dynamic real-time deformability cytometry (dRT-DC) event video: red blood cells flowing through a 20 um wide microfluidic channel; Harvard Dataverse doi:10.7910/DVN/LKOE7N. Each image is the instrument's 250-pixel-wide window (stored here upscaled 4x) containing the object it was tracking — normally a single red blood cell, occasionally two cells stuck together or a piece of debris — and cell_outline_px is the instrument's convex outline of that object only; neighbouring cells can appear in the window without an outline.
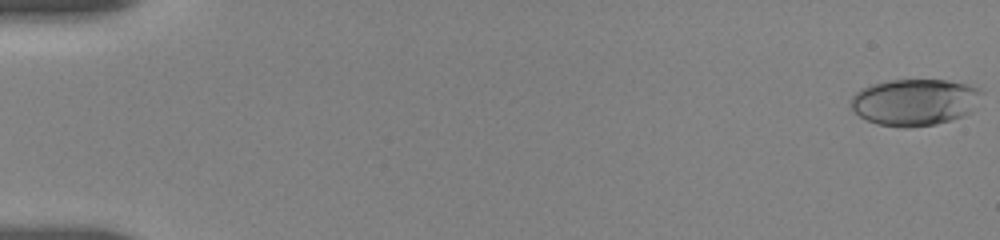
{"species": "human", "species_latin": "Homo sapiens", "temperature_condition": "room temperature", "stored_images_in_passage": 10, "camera_frame_rate_fps": 3000, "um_per_image_px": 0.085, "donor": {"sex": "female"}, "frame": {"image": 1, "passage_image": 1, "time_ms": 0.0, "image_size_px": [1000, 240], "cell_outline_px": [[984, 92], [972, 112], [952, 120], [936, 124], [908, 128], [900, 128], [876, 124], [860, 116], [852, 108], [852, 96], [860, 88], [872, 84], [888, 80], [948, 80], [968, 84], [984, 88]], "centroid_in_image_um": [77.81, 8.68], "position_along_channel_um": 7.2, "area_um2": 36.07}}
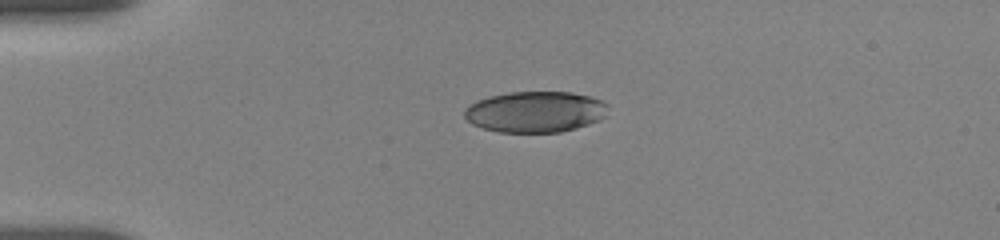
{"frame": {"image": 2, "passage_image": 7, "time_ms": 4.333, "image_size_px": [1000, 240], "cell_outline_px": [[608, 104], [604, 116], [600, 120], [576, 128], [560, 132], [500, 132], [484, 128], [472, 124], [464, 116], [464, 108], [468, 104], [476, 100], [488, 96], [508, 92], [572, 92], [588, 96], [600, 100]], "centroid_in_image_um": [45.46, 9.5], "position_along_channel_um": 39.5, "area_um2": 34.39}}
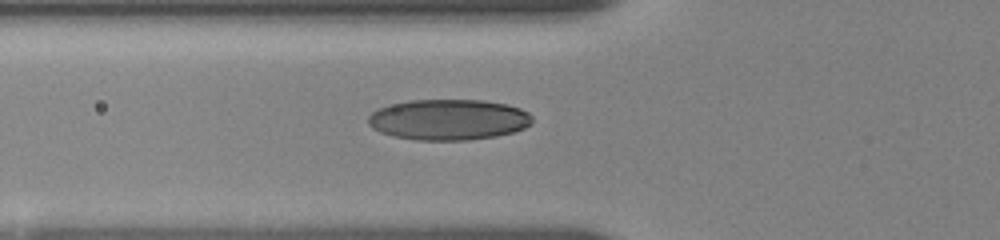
{"frame": {"image": 3, "passage_image": 10, "time_ms": 6.667, "image_size_px": [1000, 240], "cell_outline_px": [[532, 124], [524, 128], [512, 132], [496, 136], [468, 140], [416, 140], [392, 136], [380, 132], [372, 128], [368, 124], [368, 116], [372, 112], [380, 108], [392, 104], [412, 100], [484, 100], [508, 104], [520, 108], [528, 112], [532, 116]], "centroid_in_image_um": [38.14, 10.17], "position_along_channel_um": 87.7, "area_um2": 39.13}}